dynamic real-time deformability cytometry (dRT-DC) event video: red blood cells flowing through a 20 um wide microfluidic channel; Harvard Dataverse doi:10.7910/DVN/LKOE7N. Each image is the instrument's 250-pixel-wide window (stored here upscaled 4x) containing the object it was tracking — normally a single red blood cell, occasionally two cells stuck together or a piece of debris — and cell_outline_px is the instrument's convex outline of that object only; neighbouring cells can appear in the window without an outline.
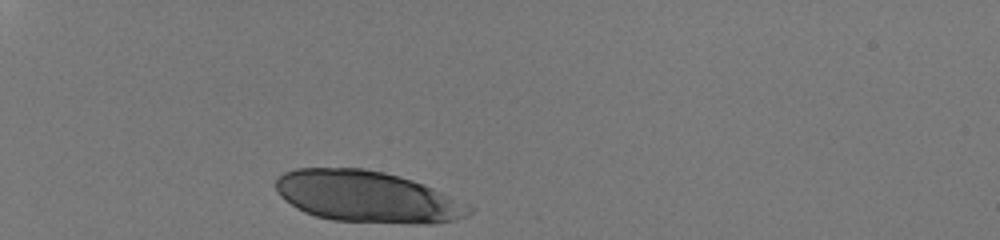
{"species": "human", "species_latin": "Homo sapiens", "temperature_condition": "room temperature", "stored_images_in_passage": 30, "camera_frame_rate_fps": 3000, "um_per_image_px": 0.085, "donor": {"sex": "male"}, "frame": {"image": 1, "passage_image": 1, "time_ms": 0.0, "image_size_px": [1000, 240], "cell_outline_px": [[472, 212], [456, 220], [424, 224], [332, 220], [316, 216], [304, 212], [296, 208], [284, 200], [280, 196], [276, 188], [276, 180], [284, 172], [296, 168], [364, 168], [384, 172], [412, 180], [424, 184], [472, 208]], "centroid_in_image_um": [31.14, 16.72], "position_along_channel_um": 53.9, "area_um2": 57.34}}